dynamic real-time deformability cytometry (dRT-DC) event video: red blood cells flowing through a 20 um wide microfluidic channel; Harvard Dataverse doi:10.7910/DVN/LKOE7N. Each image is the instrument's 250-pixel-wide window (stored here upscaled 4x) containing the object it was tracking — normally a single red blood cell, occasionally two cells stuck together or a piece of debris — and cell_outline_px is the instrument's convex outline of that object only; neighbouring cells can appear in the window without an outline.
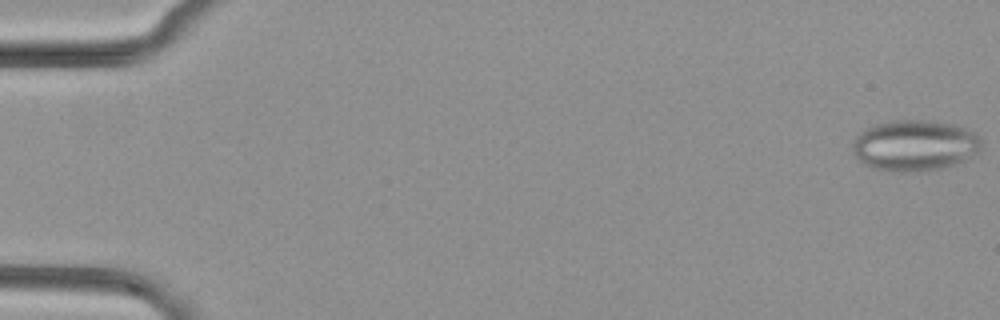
{"species": "common noctule bat (a hibernating species)", "species_latin": "Nyctalus noctula", "temperature_condition": "cold", "stored_images_in_passage": 15, "camera_frame_rate_fps": 3000, "um_per_image_px": 0.085, "animal": {"sex": "female", "body_mass_g": 29.2, "forearm_length_mm": 56.3}, "frame": {"image": 1, "passage_image": 1, "time_ms": 0.0, "image_size_px": [1000, 320], "cell_outline_px": [[980, 148], [976, 156], [940, 168], [924, 172], [892, 172], [876, 168], [864, 164], [852, 152], [852, 140], [860, 132], [872, 124], [892, 120], [920, 120], [952, 124], [964, 128], [972, 132], [980, 140]], "centroid_in_image_um": [77.7, 12.37], "position_along_channel_um": 7.3, "area_um2": 38.32}}